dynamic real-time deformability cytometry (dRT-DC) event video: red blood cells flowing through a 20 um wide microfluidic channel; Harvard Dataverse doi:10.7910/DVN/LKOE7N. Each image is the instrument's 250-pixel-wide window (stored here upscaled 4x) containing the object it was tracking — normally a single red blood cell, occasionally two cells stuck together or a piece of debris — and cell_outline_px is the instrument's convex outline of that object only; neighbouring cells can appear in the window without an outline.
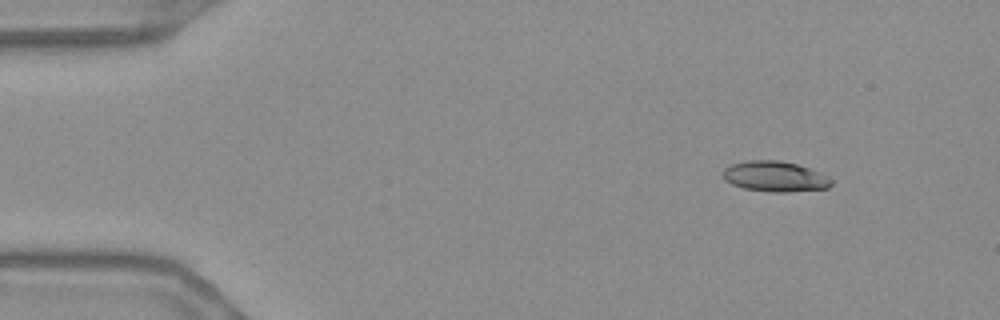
{"species": "Egyptian fruit bat (a non-hibernating species)", "species_latin": "Rousettus aegyptiacus", "temperature_condition": "warm", "stored_images_in_passage": 50, "camera_frame_rate_fps": 3000, "um_per_image_px": 0.085, "frame": {"image": 1, "passage_image": 1, "time_ms": 0.0, "image_size_px": [1000, 320], "cell_outline_px": [[832, 184], [828, 188], [788, 192], [772, 192], [744, 188], [732, 184], [724, 180], [724, 168], [732, 164], [748, 160], [776, 160], [796, 164], [808, 168], [832, 180]], "centroid_in_image_um": [65.84, 15.0], "position_along_channel_um": 19.2, "area_um2": 18.9}}
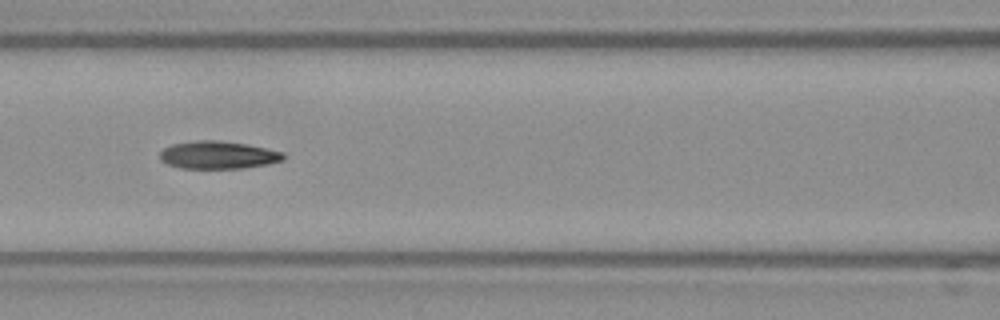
{"frame": {"image": 2, "passage_image": 19, "time_ms": 6.0, "image_size_px": [1000, 320], "cell_outline_px": [[284, 160], [268, 164], [244, 168], [180, 168], [164, 164], [160, 160], [160, 152], [164, 148], [172, 144], [196, 140], [216, 140], [244, 144], [284, 152]], "centroid_in_image_um": [18.5, 13.18], "position_along_channel_um": 148.1, "area_um2": 19.94}}
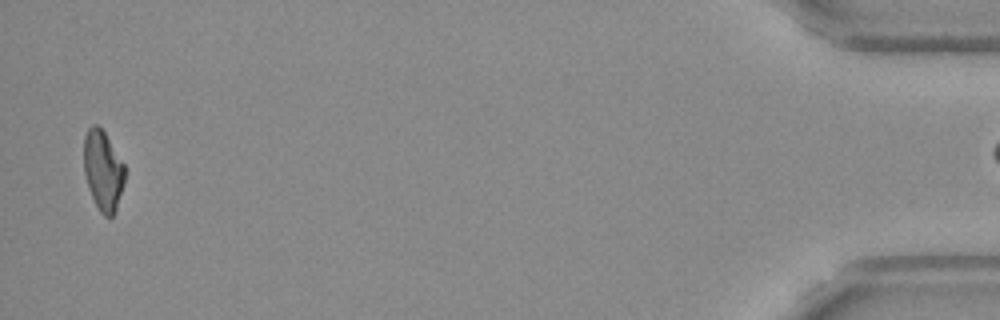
{"frame": {"image": 3, "passage_image": 49, "time_ms": 16.0, "image_size_px": [1000, 320], "cell_outline_px": [[124, 184], [116, 208], [112, 216], [104, 216], [100, 212], [88, 188], [84, 172], [84, 136], [88, 128], [92, 124], [96, 124], [104, 132], [124, 164]], "centroid_in_image_um": [8.74, 14.48], "position_along_channel_um": 426.5, "area_um2": 18.84}}